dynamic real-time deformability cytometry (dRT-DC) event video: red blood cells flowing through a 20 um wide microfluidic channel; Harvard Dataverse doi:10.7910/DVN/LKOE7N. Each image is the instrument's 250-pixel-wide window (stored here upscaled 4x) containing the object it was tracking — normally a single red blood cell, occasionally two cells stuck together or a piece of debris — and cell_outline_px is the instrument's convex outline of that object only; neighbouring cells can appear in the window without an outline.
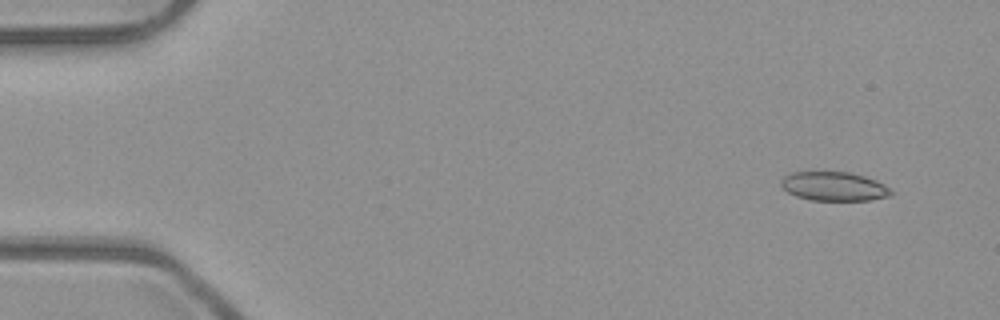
{"species": "common noctule bat (a hibernating species)", "species_latin": "Nyctalus noctula", "temperature_condition": "room temperature", "stored_images_in_passage": 5, "camera_frame_rate_fps": 3000, "um_per_image_px": 0.085, "animal": {"sex": "male", "body_mass_g": 23.1, "forearm_length_mm": 52.7}, "frame": {"image": 1, "passage_image": 1, "time_ms": 0.0, "image_size_px": [1000, 320], "cell_outline_px": [[892, 196], [872, 200], [812, 200], [796, 196], [788, 192], [780, 184], [780, 180], [784, 176], [792, 172], [848, 172], [864, 176], [876, 180], [888, 188], [892, 192]], "centroid_in_image_um": [70.88, 15.84], "position_along_channel_um": 14.1, "area_um2": 18.5}}
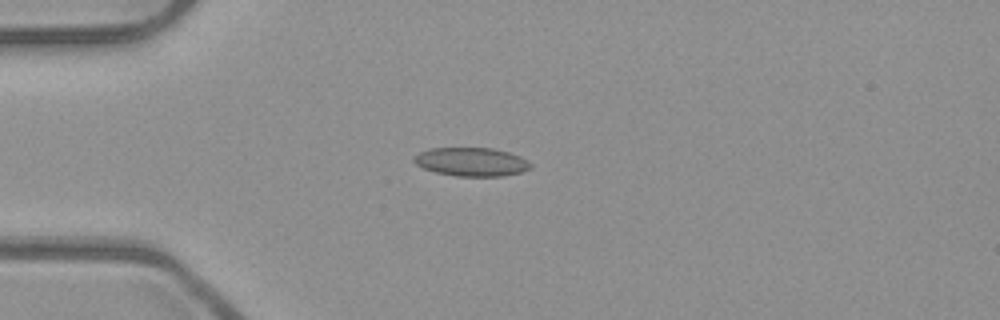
{"frame": {"image": 2, "passage_image": 4, "time_ms": 1.0, "image_size_px": [1000, 320], "cell_outline_px": [[532, 168], [520, 172], [504, 176], [456, 176], [436, 172], [424, 168], [416, 164], [412, 160], [420, 152], [428, 148], [492, 148], [508, 152], [520, 156], [532, 164]], "centroid_in_image_um": [40.08, 13.76], "position_along_channel_um": 44.9, "area_um2": 19.36}}
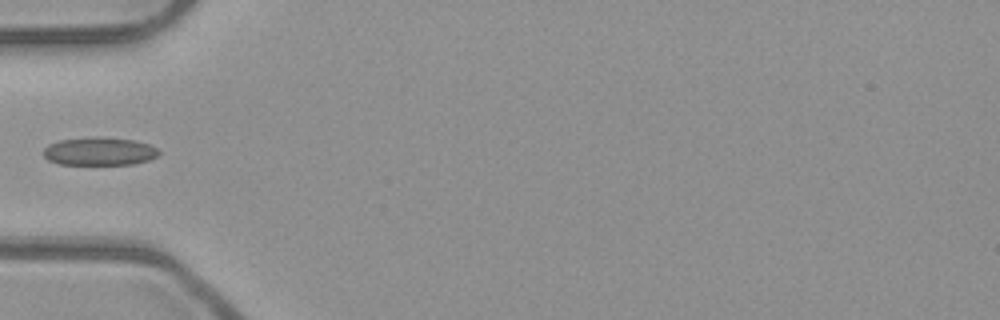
{"frame": {"image": 3, "passage_image": 5, "time_ms": 1.333, "image_size_px": [1000, 320], "cell_outline_px": [[160, 152], [156, 156], [148, 160], [132, 164], [60, 164], [48, 160], [44, 156], [44, 148], [48, 144], [60, 140], [88, 136], [104, 136], [136, 140], [148, 144], [156, 148]], "centroid_in_image_um": [8.43, 12.84], "position_along_channel_um": 76.6, "area_um2": 19.07}}